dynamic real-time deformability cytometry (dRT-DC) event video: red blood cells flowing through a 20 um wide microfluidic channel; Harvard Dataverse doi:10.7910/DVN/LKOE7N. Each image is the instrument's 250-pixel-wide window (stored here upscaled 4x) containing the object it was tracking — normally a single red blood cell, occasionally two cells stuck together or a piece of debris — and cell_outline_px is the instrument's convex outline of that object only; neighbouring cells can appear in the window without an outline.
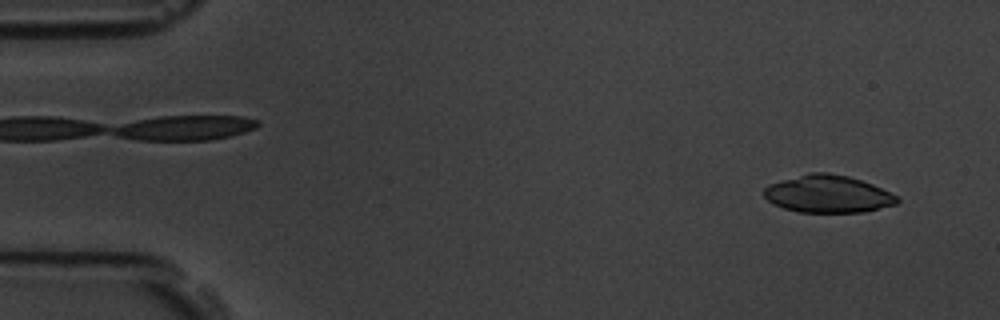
{"species": "common noctule bat (a hibernating species)", "species_latin": "Nyctalus noctula", "temperature_condition": "room temperature", "stored_images_in_passage": 5, "camera_frame_rate_fps": 3000, "um_per_image_px": 0.085, "animal": {"sex": "male", "body_mass_g": 19.5, "forearm_length_mm": 54.6}, "frame": {"image": 1, "passage_image": 1, "time_ms": 0.0, "image_size_px": [1000, 320], "cell_outline_px": [[900, 200], [896, 204], [864, 212], [796, 212], [772, 204], [760, 192], [768, 184], [808, 172], [828, 172], [848, 176], [872, 184], [896, 196]], "centroid_in_image_um": [70.31, 16.49], "position_along_channel_um": 14.7, "area_um2": 29.13}}